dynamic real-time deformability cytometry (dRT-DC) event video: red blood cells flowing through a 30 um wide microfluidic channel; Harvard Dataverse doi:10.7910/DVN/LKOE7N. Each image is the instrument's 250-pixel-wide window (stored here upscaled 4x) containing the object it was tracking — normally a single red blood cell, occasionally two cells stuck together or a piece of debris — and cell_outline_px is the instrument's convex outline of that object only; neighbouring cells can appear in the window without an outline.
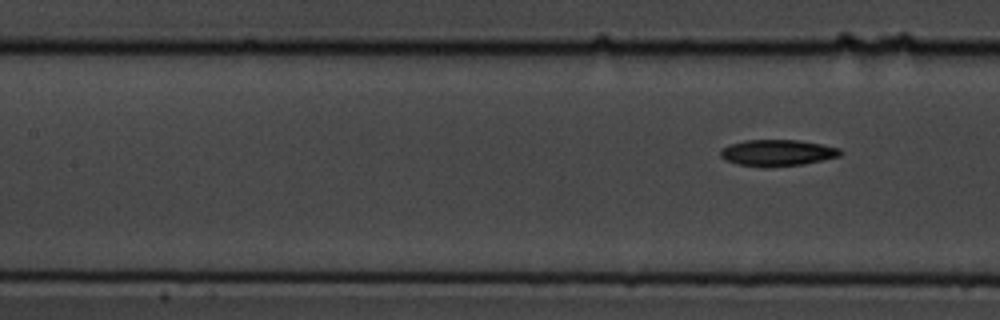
{"species": "common noctule bat (a hibernating species)", "species_latin": "Nyctalus noctula", "temperature_condition": "cold", "stored_images_in_passage": 6, "segment_of_instrument_passage": [2, 2], "camera_frame_rate_fps": 3000, "um_per_image_px": 0.085, "animal": {"sex": "male", "body_mass_g": 19.5, "forearm_length_mm": 54.6}, "frame": {"image": 1, "passage_image": 6, "time_ms": 7.333, "image_size_px": [1000, 320], "cell_outline_px": [[844, 152], [840, 156], [804, 164], [764, 168], [740, 164], [724, 160], [720, 156], [720, 152], [724, 148], [732, 144], [744, 140], [796, 140], [820, 144], [840, 148]], "centroid_in_image_um": [66.1, 13.0], "position_along_channel_um": 141.3, "area_um2": 18.38}}